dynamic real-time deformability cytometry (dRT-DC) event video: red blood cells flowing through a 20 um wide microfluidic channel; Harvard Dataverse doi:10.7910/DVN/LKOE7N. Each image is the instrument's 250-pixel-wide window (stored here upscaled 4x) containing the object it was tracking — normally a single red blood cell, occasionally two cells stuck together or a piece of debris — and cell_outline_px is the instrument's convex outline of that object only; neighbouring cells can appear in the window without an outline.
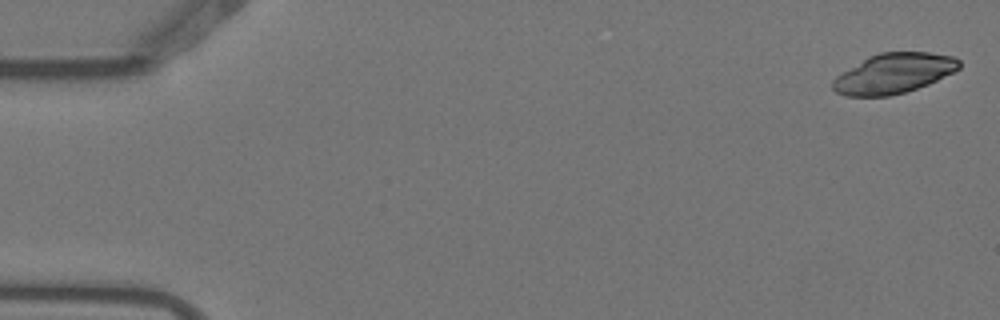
{"species": "Egyptian fruit bat (a non-hibernating species)", "species_latin": "Rousettus aegyptiacus", "temperature_condition": "warm", "stored_images_in_passage": 5, "segment_of_instrument_passage": [2, 2], "camera_frame_rate_fps": 3000, "um_per_image_px": 0.085, "animal": {"sex": "female"}, "frame": {"image": 1, "passage_image": 5, "time_ms": 1.333, "image_size_px": [1000, 320], "cell_outline_px": [[960, 68], [928, 84], [904, 92], [888, 96], [844, 96], [836, 92], [832, 88], [832, 80], [836, 76], [868, 56], [880, 52], [928, 52], [952, 56], [960, 60]], "centroid_in_image_um": [75.93, 6.23], "position_along_channel_um": 9.1, "area_um2": 29.3}}